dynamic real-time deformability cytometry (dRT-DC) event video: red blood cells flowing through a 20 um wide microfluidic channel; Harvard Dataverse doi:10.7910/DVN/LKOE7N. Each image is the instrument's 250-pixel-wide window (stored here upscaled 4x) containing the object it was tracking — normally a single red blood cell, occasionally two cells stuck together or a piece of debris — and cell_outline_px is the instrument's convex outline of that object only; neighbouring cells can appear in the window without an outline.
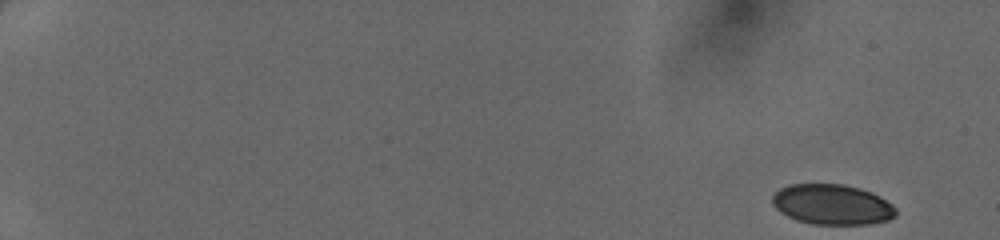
{"species": "human", "species_latin": "Homo sapiens", "temperature_condition": "cold", "stored_images_in_passage": 47, "camera_frame_rate_fps": 3000, "um_per_image_px": 0.085, "donor": {"sex": "female"}, "frame": {"image": 1, "passage_image": 1, "time_ms": 0.0, "image_size_px": [1000, 240], "cell_outline_px": [[896, 216], [888, 220], [868, 224], [812, 224], [796, 220], [780, 212], [772, 204], [772, 196], [780, 188], [788, 184], [844, 184], [860, 188], [872, 192], [880, 196], [892, 204], [896, 208]], "centroid_in_image_um": [70.74, 17.38], "position_along_channel_um": 14.3, "area_um2": 29.19}}
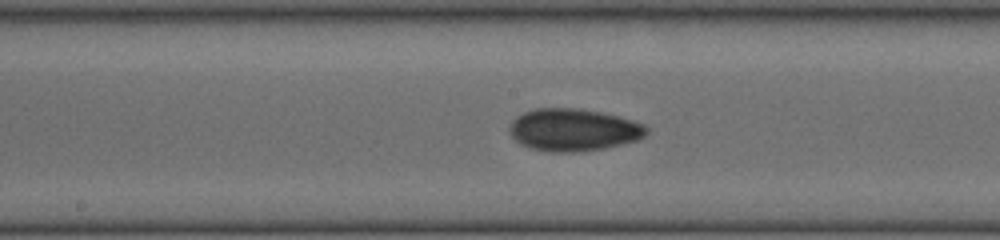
{"frame": {"image": 2, "passage_image": 27, "time_ms": 8.667, "image_size_px": [1000, 240], "cell_outline_px": [[648, 132], [640, 140], [604, 148], [580, 152], [548, 152], [532, 148], [520, 144], [512, 136], [508, 128], [512, 120], [516, 116], [524, 112], [536, 108], [580, 108], [600, 112], [632, 120], [644, 124], [648, 128]], "centroid_in_image_um": [48.74, 11.04], "position_along_channel_um": 199.5, "area_um2": 33.99}}
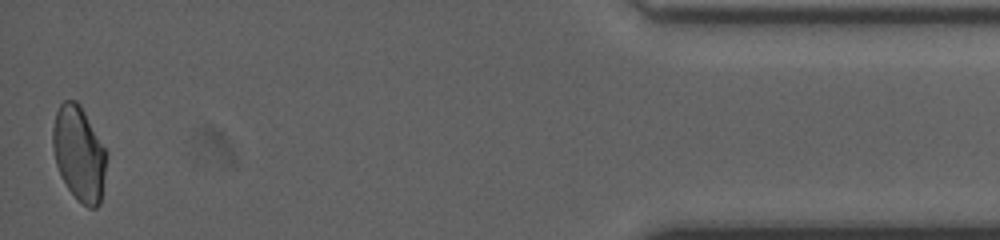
{"frame": {"image": 3, "passage_image": 47, "time_ms": 15.333, "image_size_px": [1000, 240], "cell_outline_px": [[108, 156], [100, 204], [96, 208], [88, 208], [68, 188], [60, 176], [56, 164], [52, 144], [52, 128], [56, 112], [60, 104], [64, 100], [76, 100], [80, 104], [108, 152]], "centroid_in_image_um": [6.73, 13.03], "position_along_channel_um": 428.5, "area_um2": 29.82}}